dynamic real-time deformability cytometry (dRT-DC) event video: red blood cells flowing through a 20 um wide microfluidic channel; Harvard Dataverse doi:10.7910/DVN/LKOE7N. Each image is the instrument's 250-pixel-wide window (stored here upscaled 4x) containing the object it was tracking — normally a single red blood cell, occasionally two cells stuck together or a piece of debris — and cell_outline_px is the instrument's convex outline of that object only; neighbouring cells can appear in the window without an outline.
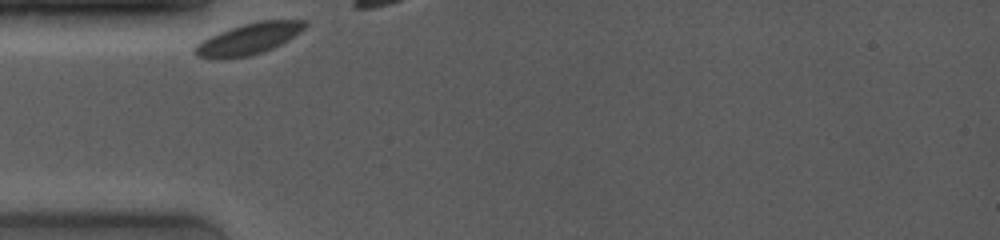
{"species": "common noctule bat (a hibernating species)", "species_latin": "Nyctalus noctula", "temperature_condition": "room temperature", "stored_images_in_passage": 5, "camera_frame_rate_fps": 4000, "um_per_image_px": 0.085, "animal": {"sex": "female", "body_mass_g": 19.0, "forearm_length_mm": 53.3}, "frame": {"image": 1, "passage_image": 1, "time_ms": 0.0, "image_size_px": [1000, 240], "cell_outline_px": [[308, 24], [300, 32], [288, 40], [264, 52], [248, 56], [224, 60], [220, 60], [196, 56], [192, 52], [196, 44], [208, 36], [256, 20], [308, 20]], "centroid_in_image_um": [21.11, 3.32], "position_along_channel_um": 63.9, "area_um2": 20.29}}